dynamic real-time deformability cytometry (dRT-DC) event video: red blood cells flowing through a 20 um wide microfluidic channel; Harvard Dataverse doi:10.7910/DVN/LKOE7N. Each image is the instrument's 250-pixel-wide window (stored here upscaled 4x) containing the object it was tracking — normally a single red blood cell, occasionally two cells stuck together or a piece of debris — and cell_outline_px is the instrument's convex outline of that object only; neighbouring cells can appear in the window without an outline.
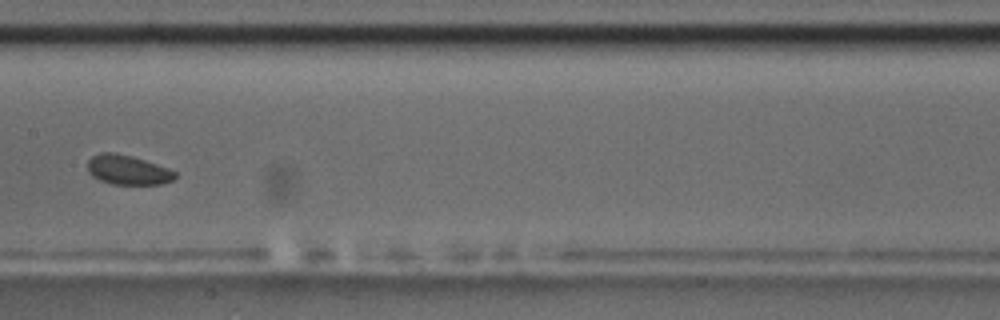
{"species": "common noctule bat (a hibernating species)", "species_latin": "Nyctalus noctula", "temperature_condition": "room temperature", "stored_images_in_passage": 7, "camera_frame_rate_fps": 3000, "um_per_image_px": 0.085, "animal": {"sex": "male", "body_mass_g": 17.5, "forearm_length_mm": 52.3}, "frame": {"image": 1, "passage_image": 7, "time_ms": 7.667, "image_size_px": [1000, 320], "cell_outline_px": [[176, 176], [172, 180], [160, 184], [112, 184], [100, 180], [92, 176], [88, 172], [88, 160], [92, 156], [100, 152], [116, 152], [132, 156], [168, 168], [176, 172]], "centroid_in_image_um": [10.83, 14.43], "position_along_channel_um": 196.6, "area_um2": 15.03}}